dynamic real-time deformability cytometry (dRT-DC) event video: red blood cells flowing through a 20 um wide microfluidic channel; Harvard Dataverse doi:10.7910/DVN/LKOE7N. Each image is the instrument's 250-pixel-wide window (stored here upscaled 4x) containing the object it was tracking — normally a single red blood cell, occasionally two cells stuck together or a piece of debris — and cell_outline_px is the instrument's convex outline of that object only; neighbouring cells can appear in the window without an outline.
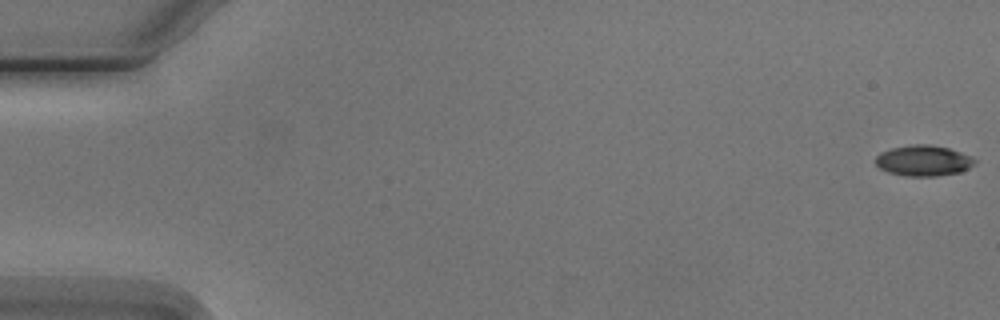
{"species": "Egyptian fruit bat (a non-hibernating species)", "species_latin": "Rousettus aegyptiacus", "temperature_condition": "cold", "stored_images_in_passage": 7, "camera_frame_rate_fps": 3000, "um_per_image_px": 0.085, "animal": {"sex": "male"}, "frame": {"image": 1, "passage_image": 1, "time_ms": 0.0, "image_size_px": [1000, 320], "cell_outline_px": [[976, 164], [960, 172], [936, 176], [904, 176], [888, 172], [880, 168], [876, 164], [876, 156], [880, 152], [892, 148], [912, 144], [928, 144], [948, 148], [960, 152], [976, 160]], "centroid_in_image_um": [78.48, 13.66], "position_along_channel_um": 6.5, "area_um2": 17.69}}
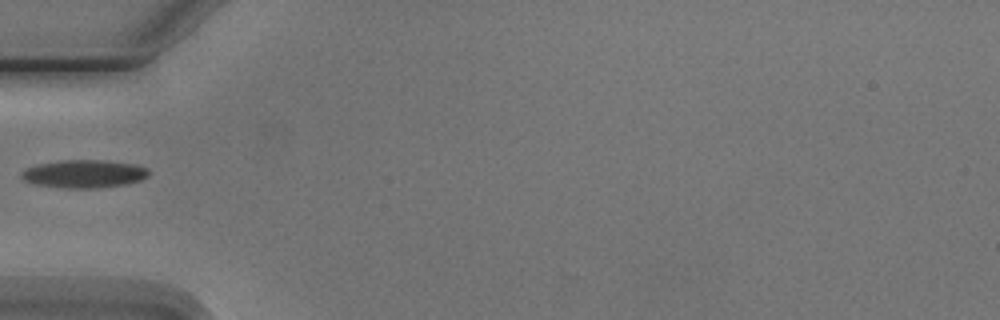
{"frame": {"image": 2, "passage_image": 6, "time_ms": 6.0, "image_size_px": [1000, 320], "cell_outline_px": [[148, 176], [140, 180], [124, 184], [96, 188], [64, 188], [36, 184], [24, 180], [20, 176], [20, 172], [24, 168], [36, 164], [60, 160], [104, 160], [136, 164], [148, 168]], "centroid_in_image_um": [7.11, 14.76], "position_along_channel_um": 77.9, "area_um2": 20.87}}
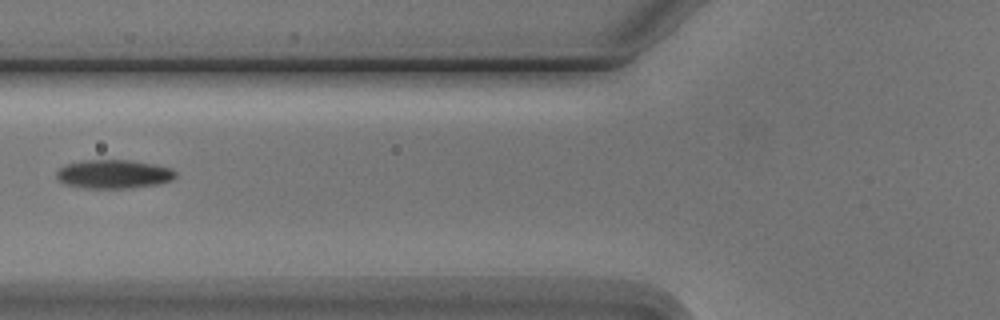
{"frame": {"image": 3, "passage_image": 7, "time_ms": 7.0, "image_size_px": [1000, 320], "cell_outline_px": [[176, 176], [172, 180], [156, 184], [128, 188], [84, 188], [64, 184], [56, 176], [56, 172], [64, 164], [84, 160], [128, 160], [156, 164], [172, 168], [176, 172]], "centroid_in_image_um": [9.66, 14.79], "position_along_channel_um": 116.1, "area_um2": 20.0}}